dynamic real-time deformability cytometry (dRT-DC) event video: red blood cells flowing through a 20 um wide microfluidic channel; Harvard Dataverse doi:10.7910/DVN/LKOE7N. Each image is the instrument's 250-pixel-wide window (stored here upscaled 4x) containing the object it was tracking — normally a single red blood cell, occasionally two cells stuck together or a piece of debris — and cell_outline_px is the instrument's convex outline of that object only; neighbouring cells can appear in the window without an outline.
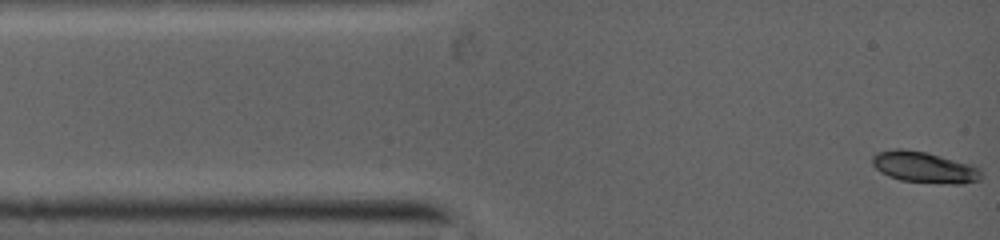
{"species": "common noctule bat (a hibernating species)", "species_latin": "Nyctalus noctula", "temperature_condition": "warm", "stored_images_in_passage": 18, "camera_frame_rate_fps": 5000, "um_per_image_px": 0.085, "animal": {"sex": "female", "body_mass_g": 19.0, "forearm_length_mm": 53.3}, "frame": {"image": 1, "passage_image": 1, "time_ms": 0.0, "image_size_px": [1000, 240], "cell_outline_px": [[980, 180], [960, 184], [956, 184], [900, 180], [888, 176], [880, 172], [872, 164], [872, 160], [880, 152], [924, 152], [964, 164], [976, 168], [980, 172]], "centroid_in_image_um": [78.56, 14.29], "position_along_channel_um": 6.4, "area_um2": 18.15}}
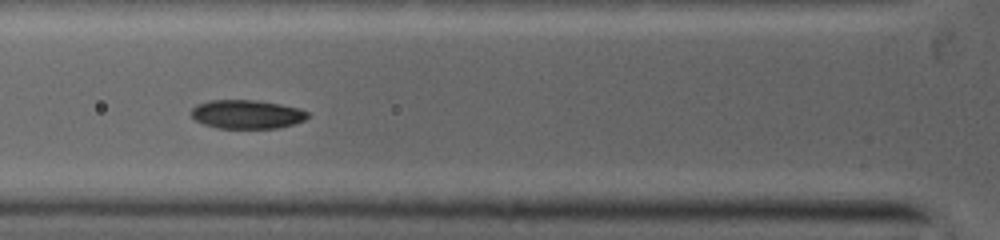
{"frame": {"image": 2, "passage_image": 13, "time_ms": 3.6, "image_size_px": [1000, 240], "cell_outline_px": [[308, 116], [304, 120], [292, 124], [276, 128], [216, 128], [204, 124], [196, 120], [192, 116], [192, 108], [196, 104], [208, 100], [252, 100], [276, 104], [296, 108], [308, 112]], "centroid_in_image_um": [20.92, 9.72], "position_along_channel_um": 104.9, "area_um2": 19.19}}
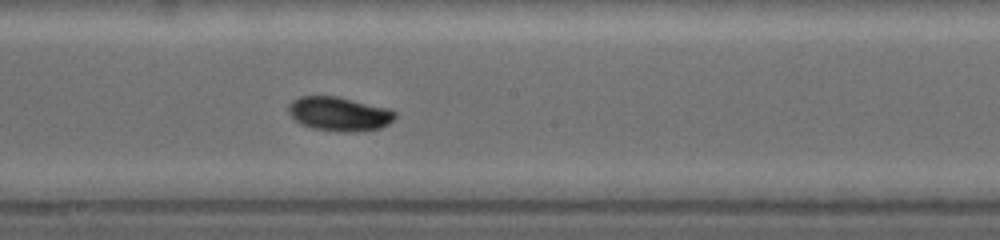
{"frame": {"image": 3, "passage_image": 18, "time_ms": 6.2, "image_size_px": [1000, 240], "cell_outline_px": [[396, 116], [388, 124], [380, 128], [356, 132], [336, 132], [312, 128], [296, 120], [292, 116], [288, 108], [300, 96], [336, 96], [388, 108], [396, 112]], "centroid_in_image_um": [28.88, 9.69], "position_along_channel_um": 219.3, "area_um2": 20.87}}